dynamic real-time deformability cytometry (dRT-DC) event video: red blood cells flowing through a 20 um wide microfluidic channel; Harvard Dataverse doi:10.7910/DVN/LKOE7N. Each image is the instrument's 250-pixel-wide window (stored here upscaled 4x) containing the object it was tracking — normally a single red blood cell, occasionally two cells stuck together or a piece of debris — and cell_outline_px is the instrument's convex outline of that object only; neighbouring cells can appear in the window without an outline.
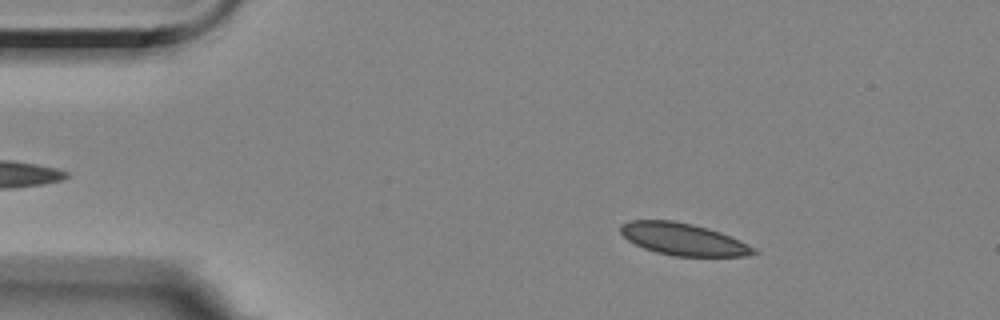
{"species": "Egyptian fruit bat (a non-hibernating species)", "species_latin": "Rousettus aegyptiacus", "temperature_condition": "room temperature", "stored_images_in_passage": 51, "camera_frame_rate_fps": 3000, "um_per_image_px": 0.085, "animal": {"sex": "female"}, "frame": {"image": 1, "passage_image": 3, "time_ms": 0.667, "image_size_px": [1000, 320], "cell_outline_px": [[760, 252], [748, 256], [672, 256], [656, 252], [644, 248], [628, 240], [620, 232], [620, 224], [632, 220], [672, 220], [692, 224], [708, 228], [720, 232], [740, 240], [756, 248]], "centroid_in_image_um": [58.1, 20.34], "position_along_channel_um": 26.9, "area_um2": 24.97}}
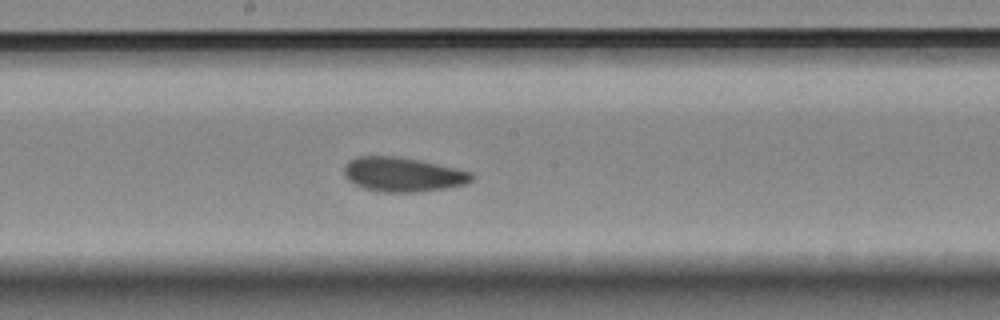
{"frame": {"image": 2, "passage_image": 24, "time_ms": 7.667, "image_size_px": [1000, 320], "cell_outline_px": [[476, 176], [472, 180], [464, 184], [444, 188], [416, 192], [380, 192], [364, 188], [348, 180], [344, 176], [344, 168], [352, 160], [360, 156], [396, 156], [420, 160], [456, 168], [472, 172]], "centroid_in_image_um": [34.27, 14.83], "position_along_channel_um": 213.9, "area_um2": 25.37}}
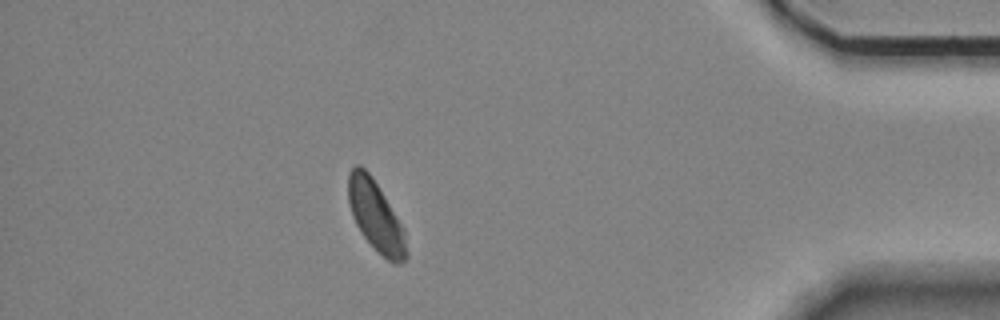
{"frame": {"image": 3, "passage_image": 44, "time_ms": 14.333, "image_size_px": [1000, 320], "cell_outline_px": [[408, 256], [400, 264], [392, 264], [360, 232], [352, 216], [348, 200], [348, 176], [352, 168], [356, 164], [360, 164], [372, 176], [404, 228], [408, 252]], "centroid_in_image_um": [31.95, 18.36], "position_along_channel_um": 403.3, "area_um2": 23.7}, "authors_computed_cell_mechanics": {"area_um2": 25.3164, "velocity_mm_per_s": 3.4957, "shape_relaxation_time_tau1_ms": 6.7606, "shape_relaxation_time_tau2_ms": 1.9801, "deformation_change_tau1": 0.134, "deformation_change_tau2": 0.059}}